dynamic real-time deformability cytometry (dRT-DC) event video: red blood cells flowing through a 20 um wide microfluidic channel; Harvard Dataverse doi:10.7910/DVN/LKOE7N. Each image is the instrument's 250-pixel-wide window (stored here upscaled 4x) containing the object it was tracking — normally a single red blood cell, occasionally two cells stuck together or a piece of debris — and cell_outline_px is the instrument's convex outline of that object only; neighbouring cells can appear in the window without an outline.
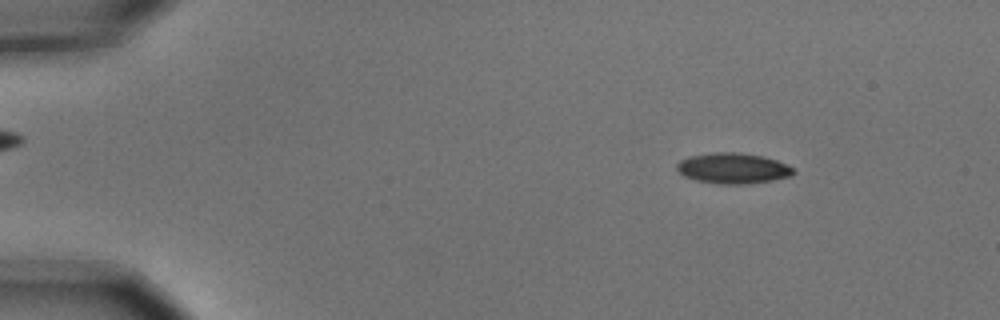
{"species": "common noctule bat (a hibernating species)", "species_latin": "Nyctalus noctula", "temperature_condition": "cold", "stored_images_in_passage": 4, "camera_frame_rate_fps": 3000, "um_per_image_px": 0.085, "animal": {"sex": "male", "body_mass_g": 15.6}, "frame": {"image": 1, "passage_image": 2, "time_ms": 0.333, "image_size_px": [1000, 320], "cell_outline_px": [[796, 172], [792, 176], [772, 180], [744, 184], [720, 184], [696, 180], [684, 176], [676, 168], [676, 164], [680, 160], [688, 156], [716, 152], [736, 152], [760, 156], [776, 160], [792, 168]], "centroid_in_image_um": [62.27, 14.3], "position_along_channel_um": 22.7, "area_um2": 20.63}}